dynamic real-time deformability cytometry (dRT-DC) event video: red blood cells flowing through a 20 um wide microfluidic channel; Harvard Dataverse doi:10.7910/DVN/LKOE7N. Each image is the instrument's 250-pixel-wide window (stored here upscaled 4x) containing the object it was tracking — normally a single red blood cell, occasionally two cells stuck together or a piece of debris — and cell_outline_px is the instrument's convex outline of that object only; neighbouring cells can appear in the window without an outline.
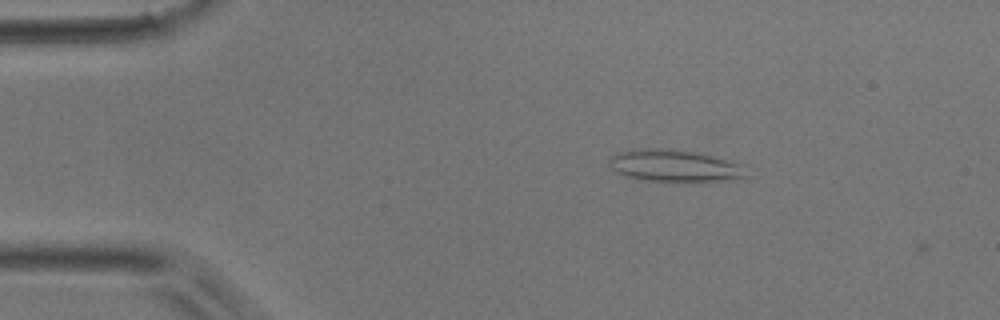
{"species": "common noctule bat (a hibernating species)", "species_latin": "Nyctalus noctula", "temperature_condition": "room temperature", "stored_images_in_passage": 3, "camera_frame_rate_fps": 3000, "um_per_image_px": 0.085, "animal": {"sex": "male", "body_mass_g": 17.9}, "frame": {"image": 1, "passage_image": 2, "time_ms": 0.333, "image_size_px": [1000, 320], "cell_outline_px": [[748, 176], [732, 180], [704, 184], [636, 180], [624, 176], [616, 172], [608, 164], [608, 160], [616, 152], [636, 148], [668, 148], [696, 152], [744, 164]], "centroid_in_image_um": [57.36, 14.13], "position_along_channel_um": 27.6, "area_um2": 27.05}}